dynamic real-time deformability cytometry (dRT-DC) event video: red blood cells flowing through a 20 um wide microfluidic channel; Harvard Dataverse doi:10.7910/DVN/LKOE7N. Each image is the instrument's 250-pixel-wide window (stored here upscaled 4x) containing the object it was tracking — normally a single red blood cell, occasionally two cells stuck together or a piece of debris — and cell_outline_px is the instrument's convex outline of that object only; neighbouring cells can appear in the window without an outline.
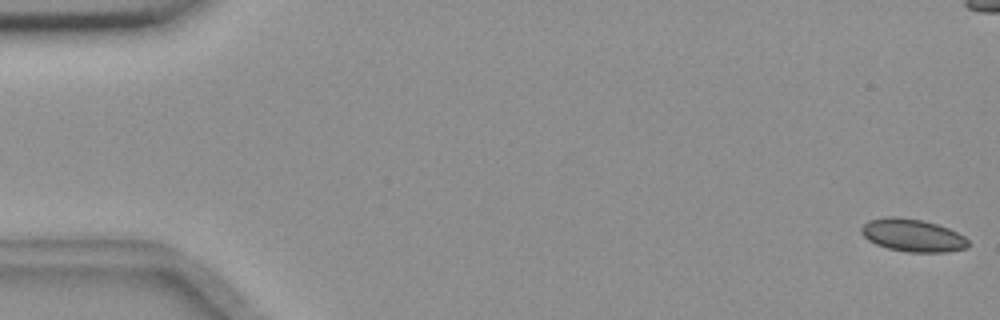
{"species": "common noctule bat (a hibernating species)", "species_latin": "Nyctalus noctula", "temperature_condition": "room temperature", "stored_images_in_passage": 57, "camera_frame_rate_fps": 3000, "um_per_image_px": 0.085, "animal": {"sex": "female", "body_mass_g": 18.4}, "frame": {"image": 1, "passage_image": 1, "time_ms": 0.0, "image_size_px": [1000, 320], "cell_outline_px": [[968, 248], [948, 252], [908, 252], [888, 248], [876, 244], [868, 240], [860, 232], [860, 228], [868, 220], [884, 216], [896, 216], [920, 220], [936, 224], [948, 228], [964, 236], [968, 240]], "centroid_in_image_um": [77.55, 20.0], "position_along_channel_um": 7.4, "area_um2": 20.4}}
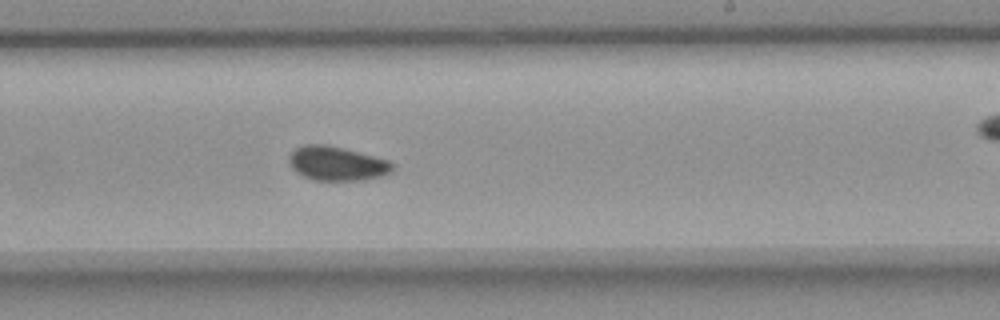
{"frame": {"image": 2, "passage_image": 34, "time_ms": 11.0, "image_size_px": [1000, 320], "cell_outline_px": [[392, 172], [384, 176], [364, 180], [312, 180], [296, 172], [288, 164], [288, 160], [292, 152], [296, 148], [304, 144], [324, 144], [388, 160], [392, 164]], "centroid_in_image_um": [28.61, 13.92], "position_along_channel_um": 260.4, "area_um2": 20.4}}
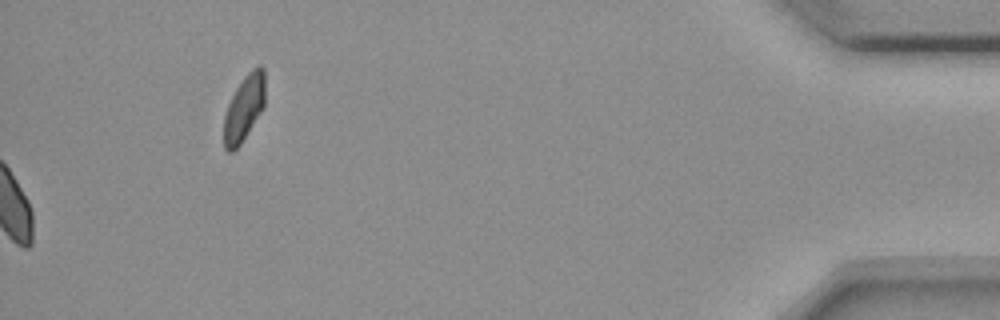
{"frame": {"image": 3, "passage_image": 57, "time_ms": 18.667, "image_size_px": [1000, 320], "cell_outline_px": [[264, 108], [240, 144], [232, 152], [228, 152], [224, 148], [224, 116], [228, 104], [236, 88], [244, 76], [252, 68], [260, 64], [264, 68]], "centroid_in_image_um": [20.75, 9.17], "position_along_channel_um": 414.5, "area_um2": 15.78}, "authors_computed_cell_mechanics": {"area_um2": 19.8832, "velocity_mm_per_s": 3.6305, "shape_relaxation_time_tau1_ms": null, "shape_relaxation_time_tau2_ms": 4.4341, "deformation_change_tau1": null, "deformation_change_tau2": 0.0592}}